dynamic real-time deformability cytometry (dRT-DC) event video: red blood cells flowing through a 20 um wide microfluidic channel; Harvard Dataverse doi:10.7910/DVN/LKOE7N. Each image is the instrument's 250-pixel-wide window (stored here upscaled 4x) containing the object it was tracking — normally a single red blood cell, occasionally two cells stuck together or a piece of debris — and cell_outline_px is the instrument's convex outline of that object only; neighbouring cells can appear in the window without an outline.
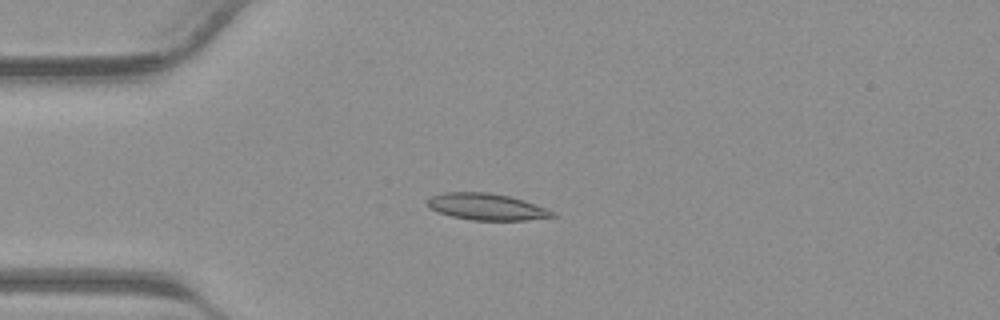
{"species": "common noctule bat (a hibernating species)", "species_latin": "Nyctalus noctula", "temperature_condition": "warm", "stored_images_in_passage": 40, "camera_frame_rate_fps": 3000, "um_per_image_px": 0.085, "animal": {"sex": "male", "body_mass_g": 23.1, "forearm_length_mm": 52.7}, "frame": {"image": 1, "passage_image": 10, "time_ms": 3.0, "image_size_px": [1000, 320], "cell_outline_px": [[556, 216], [528, 220], [472, 220], [452, 216], [440, 212], [432, 208], [428, 204], [428, 200], [432, 196], [444, 192], [488, 192], [512, 196], [548, 208], [556, 212]], "centroid_in_image_um": [41.45, 17.57], "position_along_channel_um": 43.6, "area_um2": 19.36}}
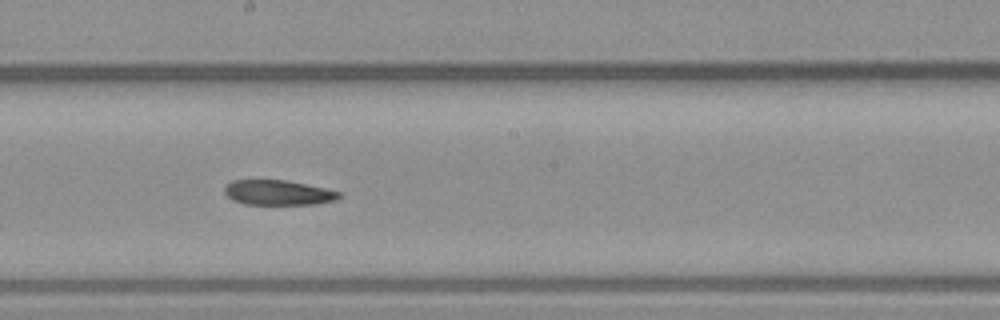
{"frame": {"image": 2, "passage_image": 22, "time_ms": 7.0, "image_size_px": [1000, 320], "cell_outline_px": [[340, 196], [336, 200], [316, 204], [244, 204], [232, 200], [224, 192], [224, 188], [232, 180], [284, 180], [324, 188], [340, 192]], "centroid_in_image_um": [23.61, 16.38], "position_along_channel_um": 224.6, "area_um2": 16.47}}
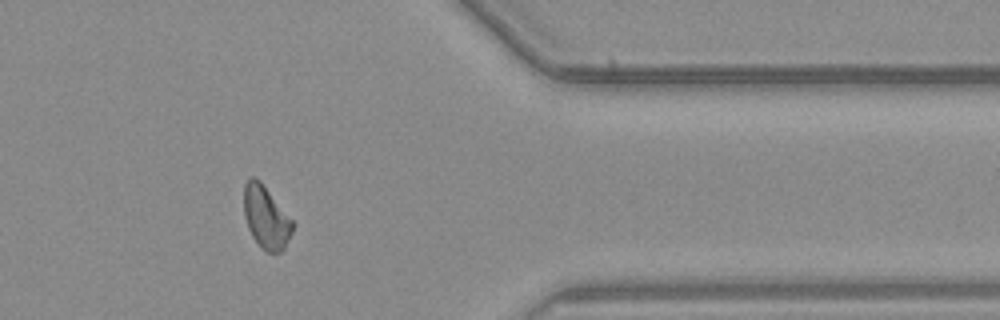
{"frame": {"image": 3, "passage_image": 33, "time_ms": 10.667, "image_size_px": [1000, 320], "cell_outline_px": [[296, 224], [284, 248], [280, 252], [268, 252], [252, 236], [248, 228], [244, 216], [244, 184], [252, 176], [256, 176], [260, 180]], "centroid_in_image_um": [22.62, 18.43], "position_along_channel_um": 388.8, "area_um2": 17.69}}